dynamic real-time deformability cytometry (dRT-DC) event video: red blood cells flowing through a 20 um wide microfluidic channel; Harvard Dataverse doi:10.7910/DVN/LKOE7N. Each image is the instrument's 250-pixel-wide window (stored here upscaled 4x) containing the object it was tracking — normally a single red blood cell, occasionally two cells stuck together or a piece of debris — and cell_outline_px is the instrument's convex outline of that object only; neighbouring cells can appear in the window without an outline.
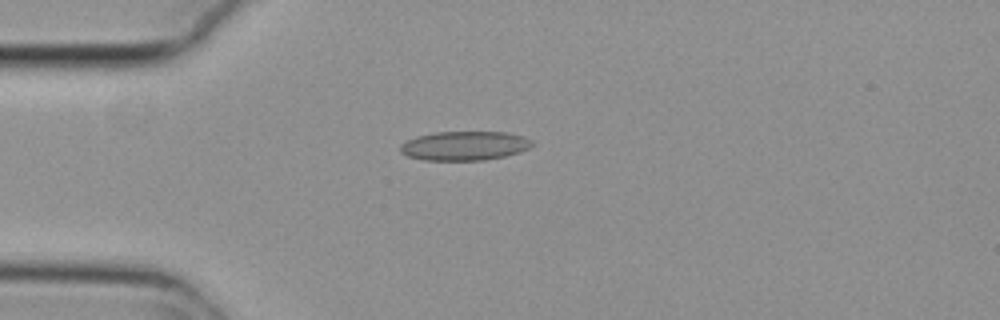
{"species": "common noctule bat (a hibernating species)", "species_latin": "Nyctalus noctula", "temperature_condition": "cold", "stored_images_in_passage": 36, "camera_frame_rate_fps": 3000, "um_per_image_px": 0.085, "animal": {"sex": "female", "body_mass_g": 29.2, "forearm_length_mm": 56.3}, "frame": {"image": 1, "passage_image": 1, "time_ms": 0.0, "image_size_px": [1000, 320], "cell_outline_px": [[532, 144], [528, 148], [520, 152], [504, 156], [484, 160], [424, 160], [408, 156], [400, 152], [400, 144], [416, 136], [436, 132], [508, 132], [524, 136], [532, 140]], "centroid_in_image_um": [39.48, 12.38], "position_along_channel_um": 45.5, "area_um2": 22.37}}
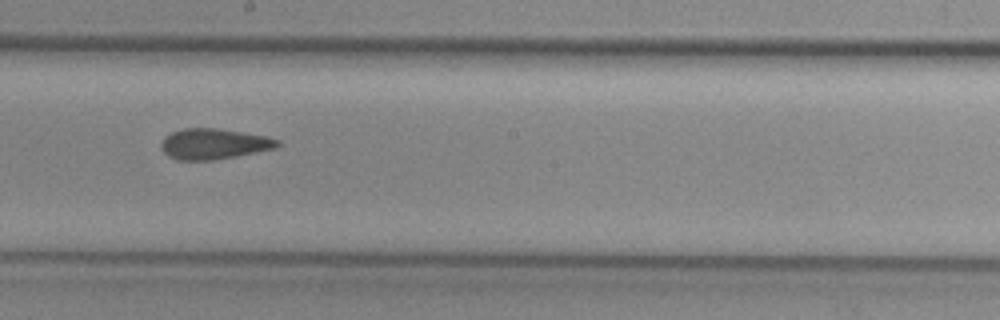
{"frame": {"image": 2, "passage_image": 17, "time_ms": 5.333, "image_size_px": [1000, 320], "cell_outline_px": [[280, 144], [276, 148], [236, 156], [212, 160], [176, 160], [168, 156], [160, 148], [160, 144], [164, 136], [172, 132], [184, 128], [220, 128], [268, 136], [280, 140]], "centroid_in_image_um": [18.17, 12.22], "position_along_channel_um": 230.0, "area_um2": 20.98}}
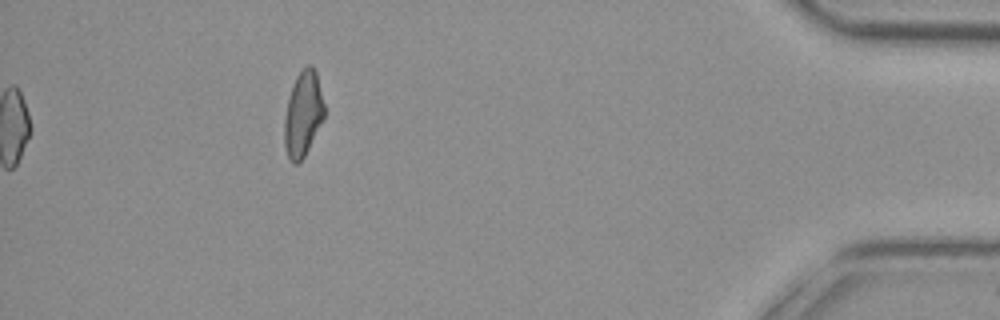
{"frame": {"image": 3, "passage_image": 36, "time_ms": 11.667, "image_size_px": [1000, 320], "cell_outline_px": [[324, 116], [304, 156], [296, 164], [292, 164], [288, 160], [284, 144], [284, 120], [288, 96], [296, 76], [308, 64], [312, 64], [316, 72], [324, 104]], "centroid_in_image_um": [25.73, 9.68], "position_along_channel_um": 409.5, "area_um2": 19.65}, "authors_computed_cell_mechanics": {"area_um2": 20.8947, "velocity_mm_per_s": 3.7895, "shape_relaxation_time_tau1_ms": null, "shape_relaxation_time_tau2_ms": 3.3359, "deformation_change_tau1": null, "deformation_change_tau2": 0.0966}}